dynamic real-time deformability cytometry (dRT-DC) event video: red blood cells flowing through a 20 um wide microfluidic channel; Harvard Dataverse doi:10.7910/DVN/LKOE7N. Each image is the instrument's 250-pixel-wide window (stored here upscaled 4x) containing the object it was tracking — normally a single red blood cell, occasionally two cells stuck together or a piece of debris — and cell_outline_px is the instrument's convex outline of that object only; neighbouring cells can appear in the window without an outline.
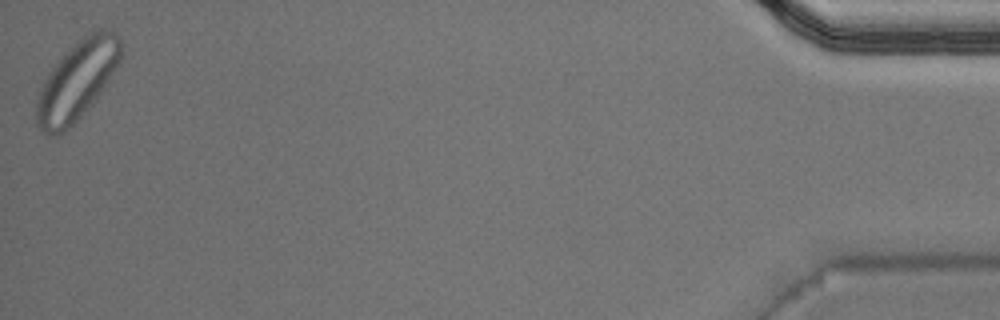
{"species": "Egyptian fruit bat (a non-hibernating species)", "species_latin": "Rousettus aegyptiacus", "temperature_condition": "warm", "stored_images_in_passage": 43, "camera_frame_rate_fps": 3000, "um_per_image_px": 0.085, "animal": {"sex": "male"}, "frame": {"image": 1, "passage_image": 43, "time_ms": 14.0, "image_size_px": [1000, 320], "cell_outline_px": [[124, 44], [120, 60], [100, 92], [80, 116], [64, 132], [56, 136], [48, 136], [36, 124], [36, 104], [44, 80], [48, 72], [84, 36], [92, 32], [104, 28], [116, 32], [120, 36]], "centroid_in_image_um": [6.57, 6.85], "position_along_channel_um": 428.6, "area_um2": 37.86}, "authors_computed_cell_mechanics": {"area_um2": 22.5998, "velocity_mm_per_s": 3.9795, "shape_relaxation_time_tau1_ms": 1.6783, "shape_relaxation_time_tau2_ms": 2.0578, "deformation_change_tau1": 0.0525, "deformation_change_tau2": 0.0555}}